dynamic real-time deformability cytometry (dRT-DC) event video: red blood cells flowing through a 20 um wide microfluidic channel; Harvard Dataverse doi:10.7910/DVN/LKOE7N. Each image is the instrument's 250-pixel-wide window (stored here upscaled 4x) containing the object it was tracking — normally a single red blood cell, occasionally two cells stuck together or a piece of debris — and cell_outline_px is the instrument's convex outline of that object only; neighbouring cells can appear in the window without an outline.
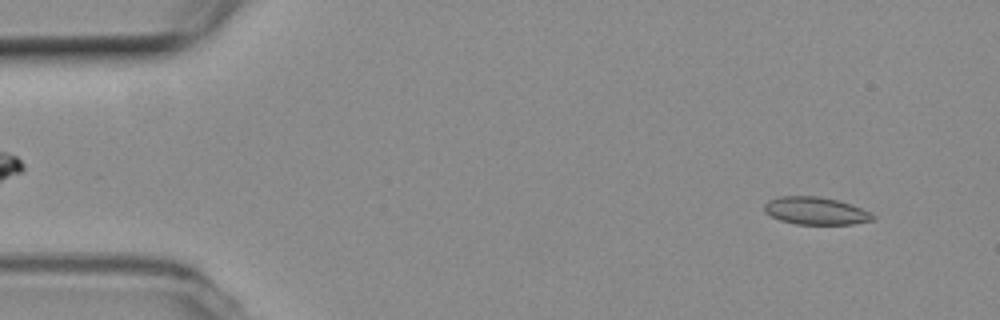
{"species": "common noctule bat (a hibernating species)", "species_latin": "Nyctalus noctula", "temperature_condition": "room temperature", "stored_images_in_passage": 48, "camera_frame_rate_fps": 3000, "um_per_image_px": 0.085, "animal": {"sex": "female", "body_mass_g": 19.3, "forearm_length_mm": 54.1}, "frame": {"image": 1, "passage_image": 4, "time_ms": 1.0, "image_size_px": [1000, 320], "cell_outline_px": [[876, 216], [872, 220], [852, 224], [796, 224], [780, 220], [764, 212], [764, 204], [768, 200], [776, 196], [820, 196], [852, 204]], "centroid_in_image_um": [69.29, 17.91], "position_along_channel_um": 15.7, "area_um2": 17.4}}
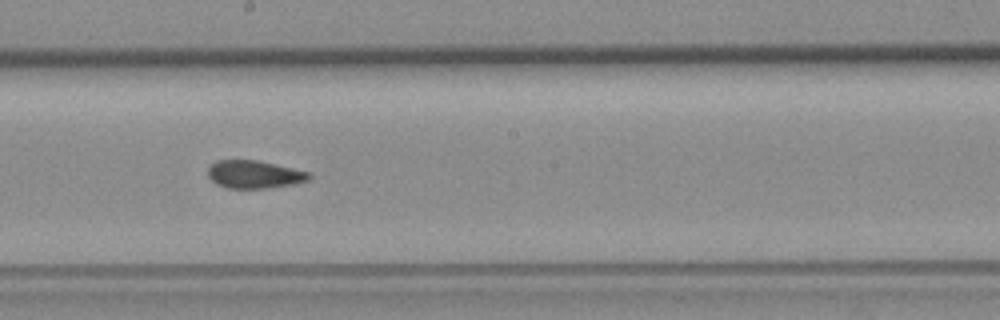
{"frame": {"image": 2, "passage_image": 29, "time_ms": 9.333, "image_size_px": [1000, 320], "cell_outline_px": [[312, 176], [308, 180], [296, 184], [268, 188], [228, 188], [216, 184], [208, 176], [208, 168], [216, 160], [256, 160], [292, 168], [308, 172]], "centroid_in_image_um": [21.61, 14.83], "position_along_channel_um": 226.6, "area_um2": 16.36}}
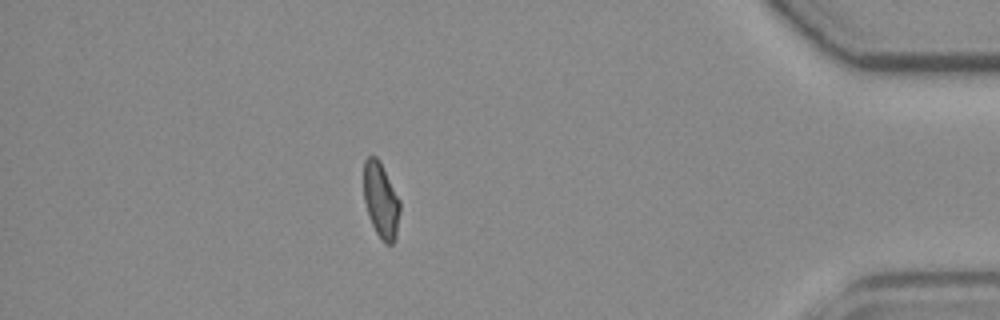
{"frame": {"image": 3, "passage_image": 47, "time_ms": 15.333, "image_size_px": [1000, 320], "cell_outline_px": [[400, 212], [396, 236], [392, 244], [384, 244], [376, 232], [368, 216], [364, 200], [364, 160], [368, 156], [376, 156], [380, 160], [400, 200]], "centroid_in_image_um": [32.38, 17.02], "position_along_channel_um": 402.8, "area_um2": 16.07}}